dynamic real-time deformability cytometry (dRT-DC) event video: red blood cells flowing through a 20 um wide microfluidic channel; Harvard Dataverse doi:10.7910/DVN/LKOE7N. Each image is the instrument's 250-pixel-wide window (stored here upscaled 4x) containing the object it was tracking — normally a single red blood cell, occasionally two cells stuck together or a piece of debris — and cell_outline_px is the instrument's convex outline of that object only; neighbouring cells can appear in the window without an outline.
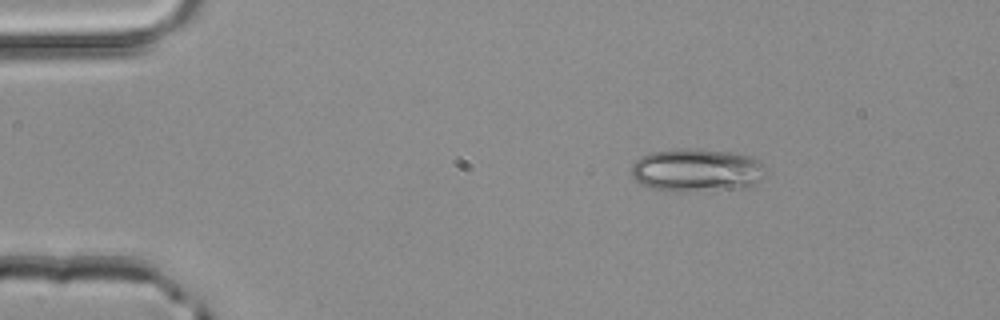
{"species": "common noctule bat (a hibernating species)", "species_latin": "Nyctalus noctula", "temperature_condition": "room temperature", "stored_images_in_passage": 2, "camera_frame_rate_fps": 3000, "um_per_image_px": 0.085, "animal": {"sex": "male", "body_mass_g": 20.4}, "frame": {"image": 1, "passage_image": 1, "time_ms": 0.0, "image_size_px": [1000, 320], "cell_outline_px": [[764, 180], [756, 184], [740, 188], [688, 192], [676, 192], [652, 188], [640, 184], [632, 176], [632, 164], [640, 156], [652, 152], [676, 148], [696, 148], [728, 152], [752, 156], [760, 160]], "centroid_in_image_um": [59.2, 14.47], "position_along_channel_um": 25.8, "area_um2": 34.1}}